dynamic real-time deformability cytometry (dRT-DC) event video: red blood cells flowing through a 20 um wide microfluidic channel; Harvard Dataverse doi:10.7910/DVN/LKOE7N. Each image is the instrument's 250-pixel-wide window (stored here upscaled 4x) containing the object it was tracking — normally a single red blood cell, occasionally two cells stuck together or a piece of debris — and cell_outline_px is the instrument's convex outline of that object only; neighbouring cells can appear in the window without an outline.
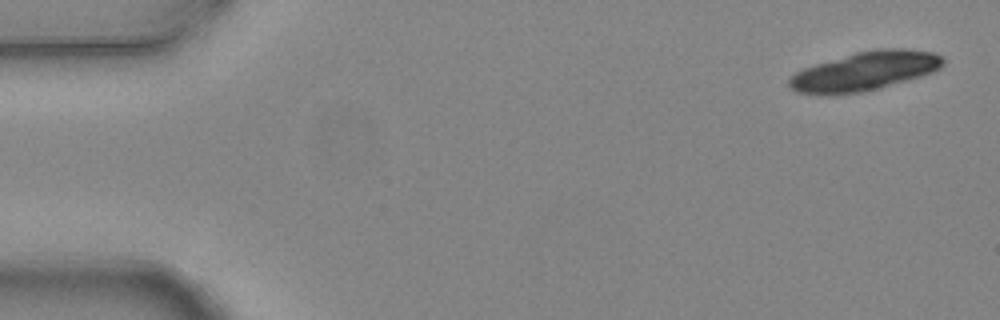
{"species": "common noctule bat (a hibernating species)", "species_latin": "Nyctalus noctula", "temperature_condition": "warm", "stored_images_in_passage": 7, "camera_frame_rate_fps": 3000, "um_per_image_px": 0.085, "animal": {"sex": "female", "body_mass_g": 24.6, "forearm_length_mm": 56.2}, "frame": {"image": 1, "passage_image": 1, "time_ms": 0.0, "image_size_px": [1000, 320], "cell_outline_px": [[944, 64], [940, 68], [932, 72], [920, 76], [880, 88], [860, 92], [832, 96], [824, 96], [796, 92], [788, 84], [788, 80], [796, 72], [804, 68], [816, 64], [856, 52], [876, 48], [908, 48], [932, 52], [940, 56], [944, 60]], "centroid_in_image_um": [73.49, 6.06], "position_along_channel_um": 11.5, "area_um2": 35.03}}
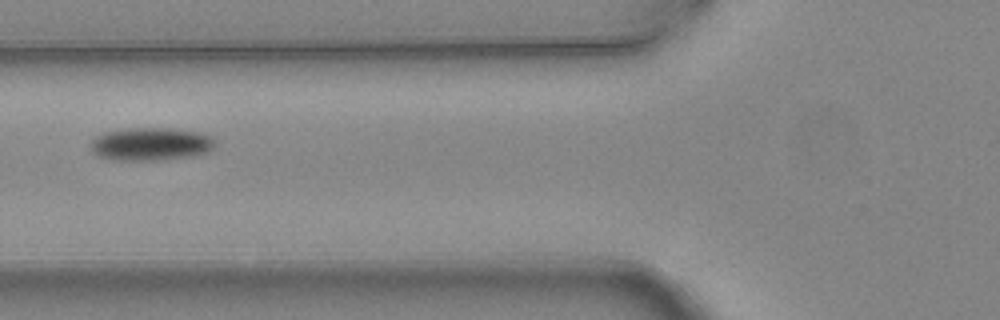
{"frame": {"image": 2, "passage_image": 6, "time_ms": 1.667, "image_size_px": [1000, 320], "cell_outline_px": [[216, 144], [208, 152], [196, 156], [160, 160], [120, 160], [100, 156], [92, 152], [92, 140], [96, 136], [104, 132], [128, 128], [172, 128], [196, 132], [212, 136], [216, 140]], "centroid_in_image_um": [12.87, 12.24], "position_along_channel_um": 112.9, "area_um2": 23.99}}
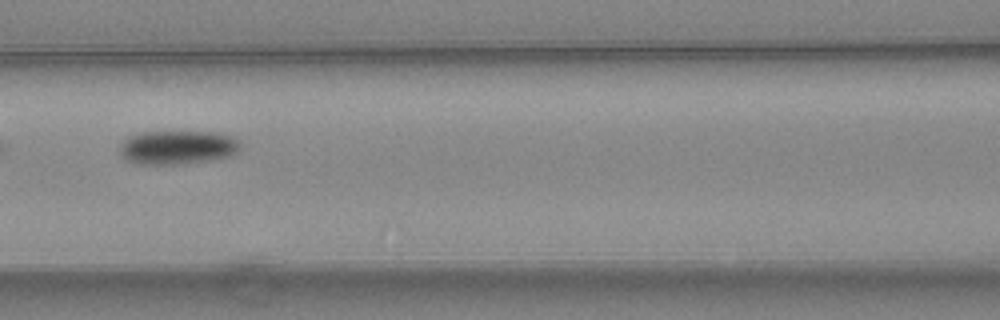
{"frame": {"image": 3, "passage_image": 7, "time_ms": 2.0, "image_size_px": [1000, 320], "cell_outline_px": [[240, 148], [236, 152], [228, 156], [208, 160], [176, 164], [136, 164], [120, 156], [120, 144], [128, 136], [144, 132], [220, 132], [232, 136], [240, 140]], "centroid_in_image_um": [15.08, 12.51], "position_along_channel_um": 151.5, "area_um2": 23.76}}